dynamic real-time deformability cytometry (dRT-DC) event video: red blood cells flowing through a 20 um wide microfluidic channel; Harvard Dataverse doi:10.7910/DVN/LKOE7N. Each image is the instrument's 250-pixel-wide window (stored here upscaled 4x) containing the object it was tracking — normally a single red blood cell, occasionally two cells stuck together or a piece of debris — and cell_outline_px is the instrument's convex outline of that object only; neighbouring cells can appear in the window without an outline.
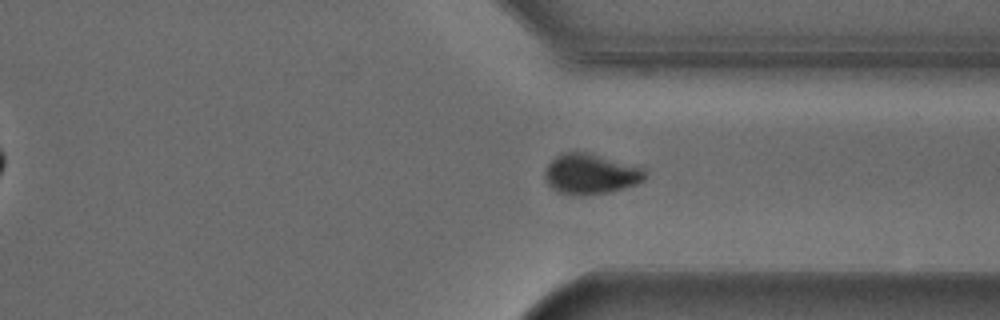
{"species": "Egyptian fruit bat (a non-hibernating species)", "species_latin": "Rousettus aegyptiacus", "temperature_condition": "cold", "stored_images_in_passage": 54, "camera_frame_rate_fps": 3000, "um_per_image_px": 0.085, "animal": {"sex": "male"}, "frame": {"image": 1, "passage_image": 40, "time_ms": 13.0, "image_size_px": [1000, 320], "cell_outline_px": [[636, 176], [632, 180], [620, 184], [596, 188], [576, 188], [564, 184], [552, 172], [552, 168], [556, 164], [564, 160], [572, 160], [592, 164], [628, 172]], "centroid_in_image_um": [50.08, 14.87], "position_along_channel_um": 361.3, "area_um2": 11.33}}
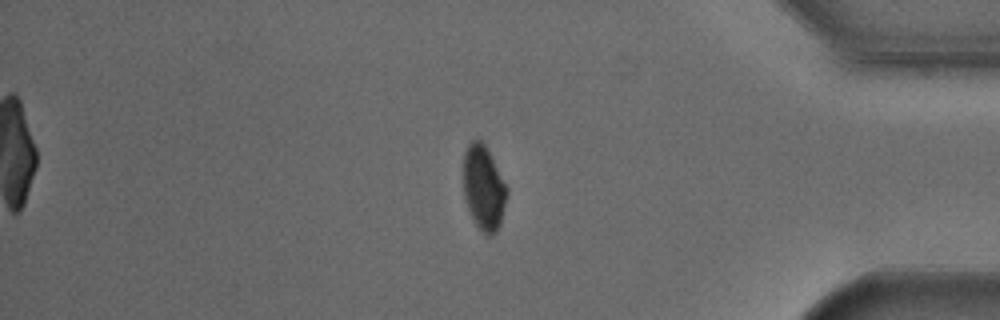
{"frame": {"image": 2, "passage_image": 45, "time_ms": 14.667, "image_size_px": [1000, 320], "cell_outline_px": [[504, 192], [496, 224], [492, 228], [488, 228], [484, 224], [476, 208], [468, 188], [468, 156], [472, 148], [480, 148], [484, 152], [504, 188]], "centroid_in_image_um": [41.19, 15.91], "position_along_channel_um": 394.0, "area_um2": 13.76}}
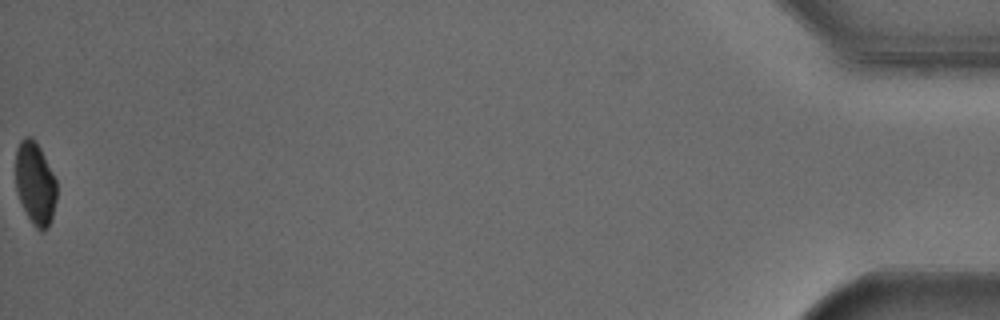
{"frame": {"image": 3, "passage_image": 54, "time_ms": 17.667, "image_size_px": [1000, 320], "cell_outline_px": [[52, 208], [48, 220], [44, 224], [40, 224], [32, 216], [28, 208], [24, 196], [20, 180], [20, 148], [28, 140], [36, 148], [52, 176]], "centroid_in_image_um": [3.05, 15.56], "position_along_channel_um": 432.2, "area_um2": 13.81}}